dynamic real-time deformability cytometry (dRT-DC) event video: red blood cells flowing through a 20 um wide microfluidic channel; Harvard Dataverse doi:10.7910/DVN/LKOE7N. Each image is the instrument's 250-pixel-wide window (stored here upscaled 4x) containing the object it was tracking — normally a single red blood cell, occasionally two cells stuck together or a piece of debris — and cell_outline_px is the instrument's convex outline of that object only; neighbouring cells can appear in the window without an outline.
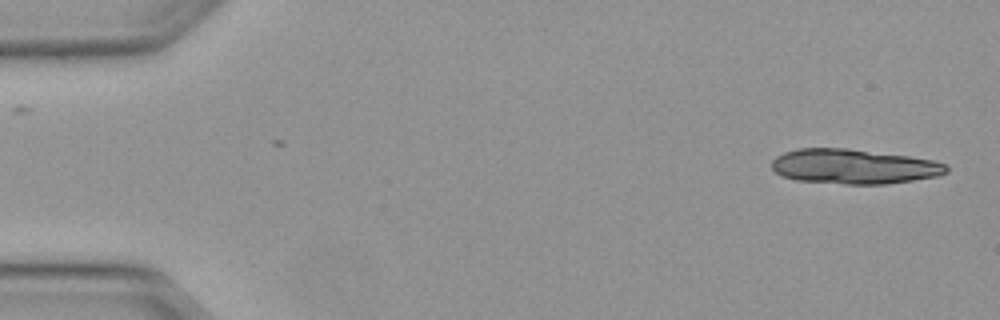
{"species": "Egyptian fruit bat (a non-hibernating species)", "species_latin": "Rousettus aegyptiacus", "temperature_condition": "warm", "stored_images_in_passage": 12, "camera_frame_rate_fps": 3000, "um_per_image_px": 0.085, "animal": {"sex": "female"}, "frame": {"image": 1, "passage_image": 1, "time_ms": 0.0, "image_size_px": [1000, 320], "cell_outline_px": [[948, 172], [936, 176], [888, 184], [844, 184], [796, 180], [784, 176], [776, 172], [772, 168], [772, 160], [776, 156], [784, 152], [796, 148], [848, 148], [908, 156], [932, 160], [944, 164], [948, 168]], "centroid_in_image_um": [72.54, 14.15], "position_along_channel_um": 12.5, "area_um2": 35.32}}